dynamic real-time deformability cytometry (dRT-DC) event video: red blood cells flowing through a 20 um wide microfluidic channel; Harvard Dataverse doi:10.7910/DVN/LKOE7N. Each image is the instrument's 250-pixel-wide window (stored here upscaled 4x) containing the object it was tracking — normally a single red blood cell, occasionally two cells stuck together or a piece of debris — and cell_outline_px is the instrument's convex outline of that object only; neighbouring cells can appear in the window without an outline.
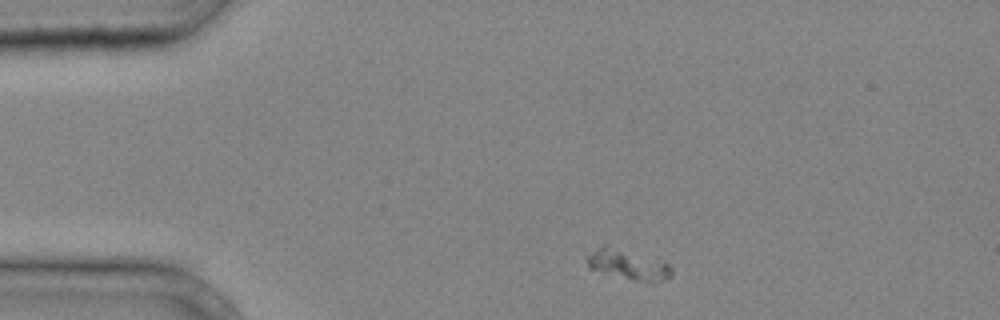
{"species": "common noctule bat (a hibernating species)", "species_latin": "Nyctalus noctula", "temperature_condition": "cold", "stored_images_in_passage": 32, "camera_frame_rate_fps": 3000, "um_per_image_px": 0.085, "animal": {"sex": "male", "body_mass_g": 20.4}, "frame": {"image": 1, "passage_image": 1, "time_ms": 0.0, "image_size_px": [1000, 320], "cell_outline_px": [[672, 276], [656, 284], [652, 284], [588, 268], [588, 256], [600, 244], [604, 244], [668, 264], [672, 268]], "centroid_in_image_um": [53.41, 22.52], "position_along_channel_um": 31.6, "area_um2": 14.33}}
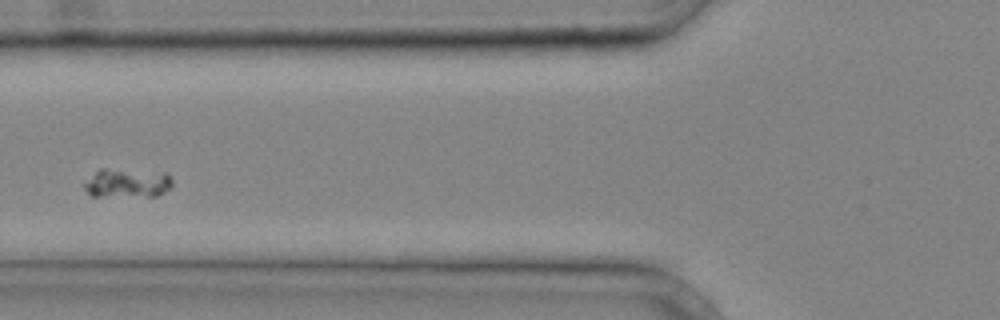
{"frame": {"image": 2, "passage_image": 9, "time_ms": 2.667, "image_size_px": [1000, 320], "cell_outline_px": [[172, 184], [164, 192], [156, 196], [92, 196], [84, 188], [84, 184], [100, 168], [104, 168], [164, 172], [172, 180]], "centroid_in_image_um": [10.82, 15.56], "position_along_channel_um": 115.0, "area_um2": 14.74}}
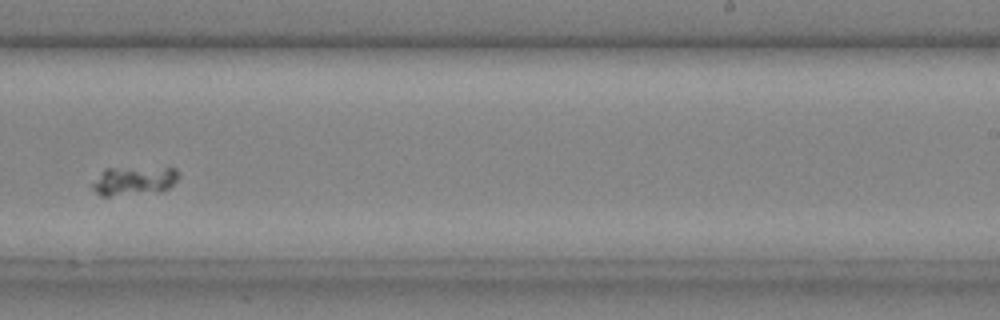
{"frame": {"image": 3, "passage_image": 19, "time_ms": 6.0, "image_size_px": [1000, 320], "cell_outline_px": [[180, 176], [168, 188], [108, 196], [100, 196], [92, 188], [92, 184], [104, 168], [176, 168]], "centroid_in_image_um": [11.34, 15.33], "position_along_channel_um": 277.7, "area_um2": 13.81}}